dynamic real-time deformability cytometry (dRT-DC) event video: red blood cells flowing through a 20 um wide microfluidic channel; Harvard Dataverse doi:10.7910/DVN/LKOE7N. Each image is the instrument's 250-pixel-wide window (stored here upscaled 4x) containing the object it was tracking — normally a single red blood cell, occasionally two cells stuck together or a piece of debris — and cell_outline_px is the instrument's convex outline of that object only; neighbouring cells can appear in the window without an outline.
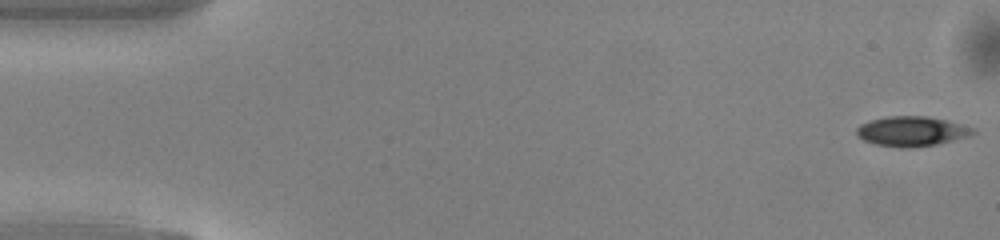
{"species": "common noctule bat (a hibernating species)", "species_latin": "Nyctalus noctula", "temperature_condition": "warm", "stored_images_in_passage": 50, "camera_frame_rate_fps": 3000, "um_per_image_px": 0.085, "animal": {"sex": "male", "body_mass_g": 13.0, "forearm_length_mm": 53.1}, "frame": {"image": 1, "passage_image": 1, "time_ms": 0.0, "image_size_px": [1000, 240], "cell_outline_px": [[972, 132], [948, 140], [932, 144], [880, 144], [868, 140], [860, 136], [856, 132], [856, 128], [872, 120], [892, 116], [920, 116], [944, 120]], "centroid_in_image_um": [77.32, 11.09], "position_along_channel_um": 7.7, "area_um2": 17.46}}
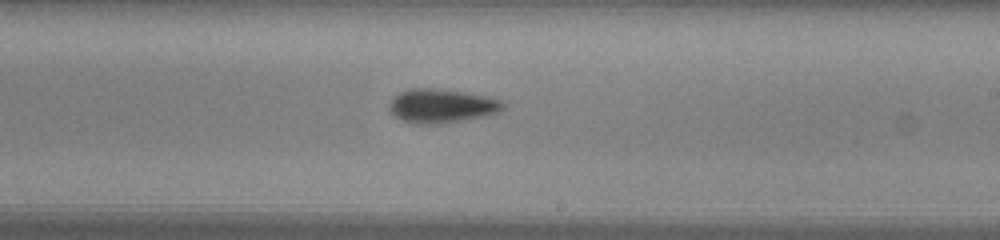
{"frame": {"image": 2, "passage_image": 29, "time_ms": 9.333, "image_size_px": [1000, 240], "cell_outline_px": [[500, 108], [496, 112], [456, 120], [404, 120], [396, 116], [392, 112], [392, 100], [400, 92], [424, 88], [456, 92], [496, 100], [500, 104]], "centroid_in_image_um": [37.45, 8.95], "position_along_channel_um": 251.5, "area_um2": 19.25}}
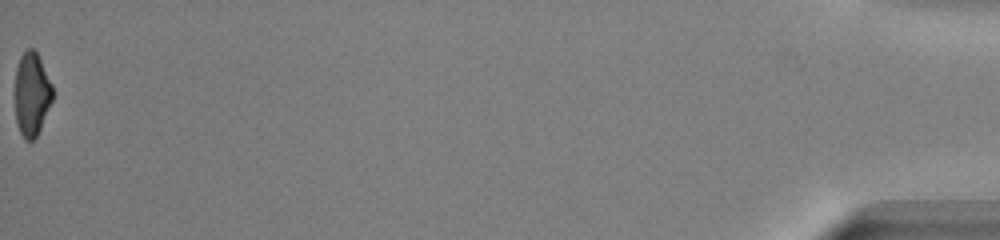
{"frame": {"image": 3, "passage_image": 50, "time_ms": 16.333, "image_size_px": [1000, 240], "cell_outline_px": [[52, 100], [40, 128], [36, 136], [32, 140], [24, 140], [20, 132], [16, 120], [16, 68], [20, 56], [28, 48], [32, 48], [36, 52], [52, 84]], "centroid_in_image_um": [2.69, 8.0], "position_along_channel_um": 432.5, "area_um2": 17.86}, "authors_computed_cell_mechanics": {"area_um2": 19.0451, "velocity_mm_per_s": 4.1334, "shape_relaxation_time_tau1_ms": 3.7569, "shape_relaxation_time_tau2_ms": null, "deformation_change_tau1": 0.1635, "deformation_change_tau2": null}}